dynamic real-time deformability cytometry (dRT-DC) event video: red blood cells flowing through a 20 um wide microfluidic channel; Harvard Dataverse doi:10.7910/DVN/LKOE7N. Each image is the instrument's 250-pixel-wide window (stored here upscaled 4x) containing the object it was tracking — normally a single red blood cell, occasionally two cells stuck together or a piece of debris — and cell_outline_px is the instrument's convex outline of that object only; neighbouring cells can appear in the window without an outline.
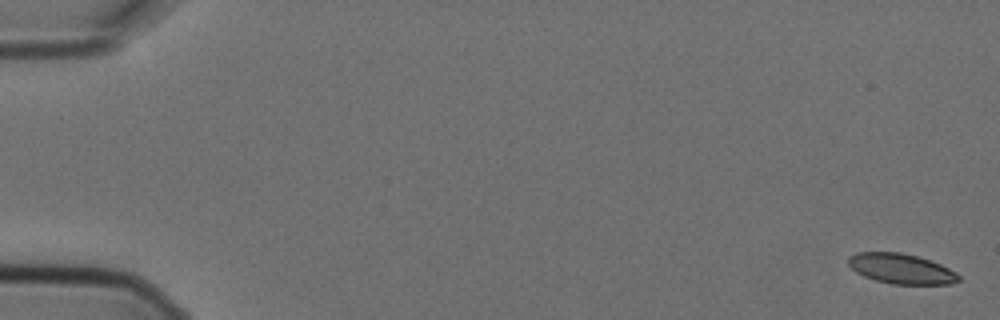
{"species": "Egyptian fruit bat (a non-hibernating species)", "species_latin": "Rousettus aegyptiacus", "temperature_condition": "cold", "stored_images_in_passage": 14, "camera_frame_rate_fps": 3000, "um_per_image_px": 0.085, "animal": {"sex": "female"}, "frame": {"image": 1, "passage_image": 1, "time_ms": 0.0, "image_size_px": [1000, 320], "cell_outline_px": [[960, 280], [948, 284], [892, 284], [876, 280], [864, 276], [856, 272], [848, 264], [848, 256], [856, 252], [900, 252], [916, 256], [940, 264], [956, 272], [960, 276]], "centroid_in_image_um": [76.57, 22.84], "position_along_channel_um": 8.4, "area_um2": 19.25}}
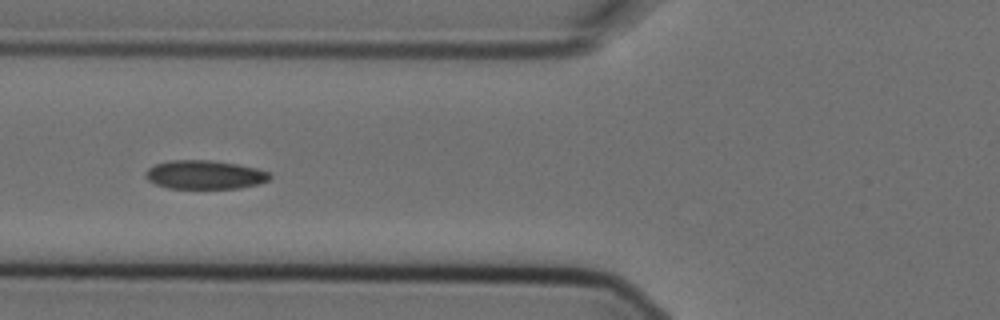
{"frame": {"image": 2, "passage_image": 6, "time_ms": 1.667, "image_size_px": [1000, 320], "cell_outline_px": [[272, 176], [268, 180], [256, 184], [240, 188], [168, 188], [156, 184], [148, 180], [144, 176], [144, 172], [148, 168], [156, 164], [168, 160], [212, 160], [236, 164], [256, 168], [268, 172]], "centroid_in_image_um": [17.36, 14.84], "position_along_channel_um": 108.4, "area_um2": 20.75}}
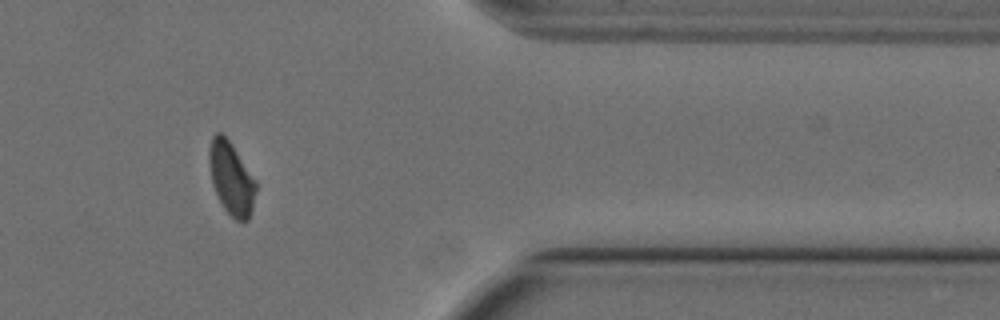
{"frame": {"image": 3, "passage_image": 13, "time_ms": 4.0, "image_size_px": [1000, 320], "cell_outline_px": [[256, 188], [252, 208], [248, 220], [236, 220], [224, 208], [212, 184], [208, 160], [208, 152], [212, 136], [216, 132], [220, 132], [232, 144], [256, 180]], "centroid_in_image_um": [19.64, 15.12], "position_along_channel_um": 391.8, "area_um2": 19.59}}